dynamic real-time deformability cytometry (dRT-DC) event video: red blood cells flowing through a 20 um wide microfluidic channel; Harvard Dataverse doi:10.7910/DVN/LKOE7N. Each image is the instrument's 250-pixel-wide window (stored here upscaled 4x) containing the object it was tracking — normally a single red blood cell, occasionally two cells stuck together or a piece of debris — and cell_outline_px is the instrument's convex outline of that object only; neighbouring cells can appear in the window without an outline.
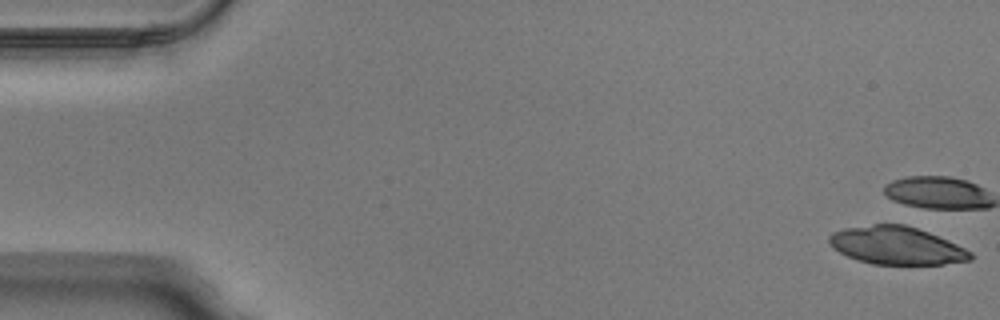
{"species": "Egyptian fruit bat (a non-hibernating species)", "species_latin": "Rousettus aegyptiacus", "temperature_condition": "warm", "stored_images_in_passage": 16, "camera_frame_rate_fps": 3000, "um_per_image_px": 0.085, "animal": {"sex": "male"}, "frame": {"image": 1, "passage_image": 1, "time_ms": 0.0, "image_size_px": [1000, 320], "cell_outline_px": [[972, 260], [944, 264], [872, 264], [856, 260], [840, 252], [828, 240], [828, 236], [832, 232], [844, 228], [872, 224], [904, 224], [928, 232], [948, 240], [972, 252]], "centroid_in_image_um": [76.21, 20.87], "position_along_channel_um": 8.8, "area_um2": 31.04}}